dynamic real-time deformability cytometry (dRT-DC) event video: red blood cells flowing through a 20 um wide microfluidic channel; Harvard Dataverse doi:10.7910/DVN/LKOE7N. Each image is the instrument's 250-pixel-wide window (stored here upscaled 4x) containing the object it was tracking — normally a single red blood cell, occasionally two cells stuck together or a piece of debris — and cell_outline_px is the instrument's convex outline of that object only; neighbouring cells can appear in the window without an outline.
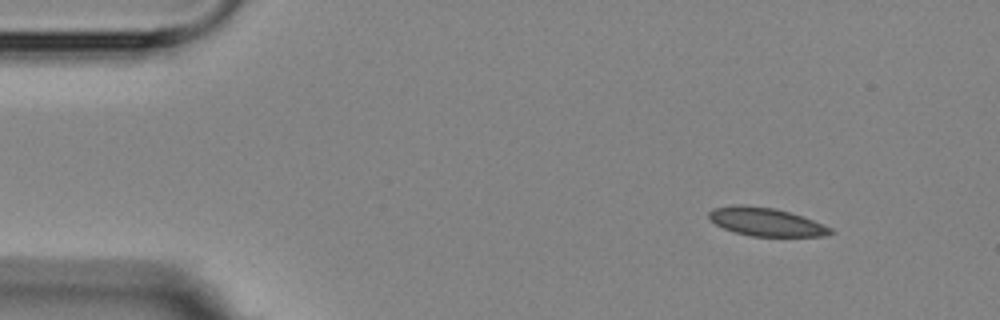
{"species": "Egyptian fruit bat (a non-hibernating species)", "species_latin": "Rousettus aegyptiacus", "temperature_condition": "room temperature", "stored_images_in_passage": 8, "camera_frame_rate_fps": 3000, "um_per_image_px": 0.085, "animal": {"sex": "female"}, "frame": {"image": 1, "passage_image": 1, "time_ms": 0.0, "image_size_px": [1000, 320], "cell_outline_px": [[836, 232], [824, 236], [752, 236], [736, 232], [724, 228], [716, 224], [708, 216], [708, 212], [712, 208], [732, 204], [744, 204], [776, 208], [812, 220], [832, 228]], "centroid_in_image_um": [65.09, 18.84], "position_along_channel_um": 19.9, "area_um2": 20.0}}
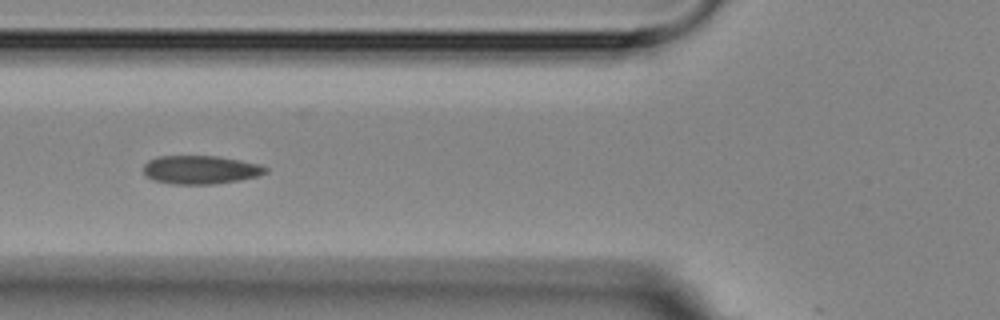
{"frame": {"image": 2, "passage_image": 5, "time_ms": 4.667, "image_size_px": [1000, 320], "cell_outline_px": [[268, 172], [256, 176], [240, 180], [216, 184], [172, 184], [152, 180], [144, 176], [144, 164], [148, 160], [156, 156], [216, 156], [240, 160], [260, 164], [268, 168]], "centroid_in_image_um": [17.02, 14.43], "position_along_channel_um": 108.8, "area_um2": 20.46}}
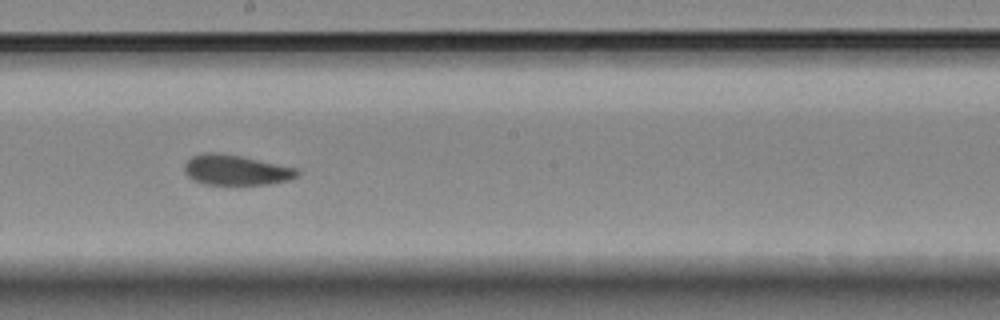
{"frame": {"image": 3, "passage_image": 8, "time_ms": 8.0, "image_size_px": [1000, 320], "cell_outline_px": [[300, 172], [296, 176], [288, 180], [268, 184], [204, 184], [192, 180], [184, 172], [184, 164], [192, 156], [200, 152], [220, 152], [300, 168]], "centroid_in_image_um": [20.04, 14.44], "position_along_channel_um": 228.2, "area_um2": 20.06}}